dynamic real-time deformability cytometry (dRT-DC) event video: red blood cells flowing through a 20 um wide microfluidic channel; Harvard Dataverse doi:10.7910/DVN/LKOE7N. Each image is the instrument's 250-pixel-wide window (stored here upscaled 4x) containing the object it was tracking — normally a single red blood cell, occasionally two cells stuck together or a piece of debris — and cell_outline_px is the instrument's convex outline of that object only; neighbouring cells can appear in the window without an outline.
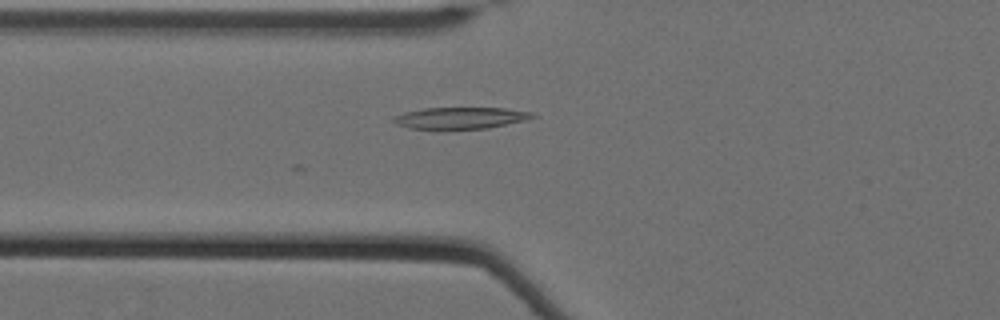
{"species": "Egyptian fruit bat (a non-hibernating species)", "species_latin": "Rousettus aegyptiacus", "temperature_condition": "cold", "stored_images_in_passage": 39, "camera_frame_rate_fps": 3000, "um_per_image_px": 0.085, "animal": {"sex": "female"}, "frame": {"image": 1, "passage_image": 9, "time_ms": 2.667, "image_size_px": [1000, 320], "cell_outline_px": [[536, 116], [524, 120], [488, 128], [408, 128], [396, 124], [392, 120], [392, 116], [404, 112], [424, 108], [504, 108], [532, 112]], "centroid_in_image_um": [39.09, 10.01], "position_along_channel_um": 86.7, "area_um2": 17.17}}
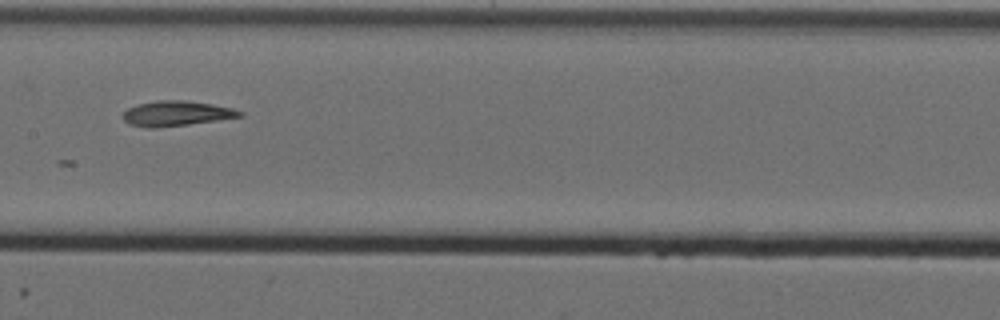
{"frame": {"image": 2, "passage_image": 18, "time_ms": 5.667, "image_size_px": [1000, 320], "cell_outline_px": [[244, 116], [188, 124], [152, 128], [148, 128], [128, 124], [120, 116], [128, 108], [136, 104], [156, 100], [184, 100], [212, 104], [232, 108], [244, 112]], "centroid_in_image_um": [14.95, 9.64], "position_along_channel_um": 192.5, "area_um2": 17.11}}
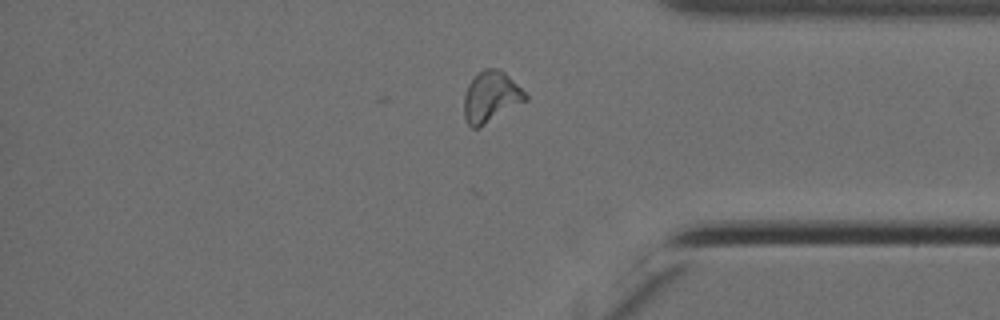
{"frame": {"image": 3, "passage_image": 36, "time_ms": 11.667, "image_size_px": [1000, 320], "cell_outline_px": [[528, 100], [480, 128], [472, 128], [468, 124], [464, 116], [464, 96], [468, 84], [484, 68], [496, 68], [504, 72], [528, 96]], "centroid_in_image_um": [41.72, 8.27], "position_along_channel_um": 393.5, "area_um2": 18.15}}